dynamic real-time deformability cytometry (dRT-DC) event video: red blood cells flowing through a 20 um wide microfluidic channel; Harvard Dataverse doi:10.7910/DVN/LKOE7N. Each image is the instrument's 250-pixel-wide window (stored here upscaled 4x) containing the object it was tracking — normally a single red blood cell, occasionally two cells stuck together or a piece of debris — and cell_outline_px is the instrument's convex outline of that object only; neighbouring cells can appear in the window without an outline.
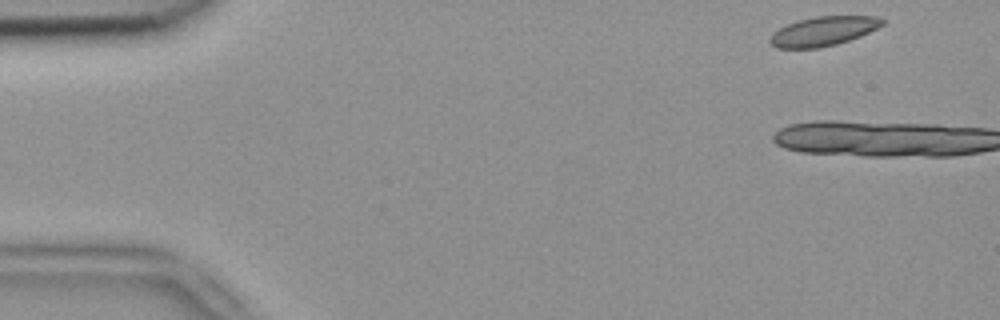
{"species": "common noctule bat (a hibernating species)", "species_latin": "Nyctalus noctula", "temperature_condition": "room temperature", "stored_images_in_passage": 5, "camera_frame_rate_fps": 3000, "um_per_image_px": 0.085, "animal": {"sex": "female", "body_mass_g": 18.4}, "frame": {"image": 1, "passage_image": 1, "time_ms": 0.0, "image_size_px": [1000, 320], "cell_outline_px": [[884, 24], [860, 36], [836, 44], [820, 48], [776, 48], [768, 40], [772, 32], [796, 20], [816, 16], [872, 16], [884, 20]], "centroid_in_image_um": [69.93, 2.65], "position_along_channel_um": 15.1, "area_um2": 19.07}}